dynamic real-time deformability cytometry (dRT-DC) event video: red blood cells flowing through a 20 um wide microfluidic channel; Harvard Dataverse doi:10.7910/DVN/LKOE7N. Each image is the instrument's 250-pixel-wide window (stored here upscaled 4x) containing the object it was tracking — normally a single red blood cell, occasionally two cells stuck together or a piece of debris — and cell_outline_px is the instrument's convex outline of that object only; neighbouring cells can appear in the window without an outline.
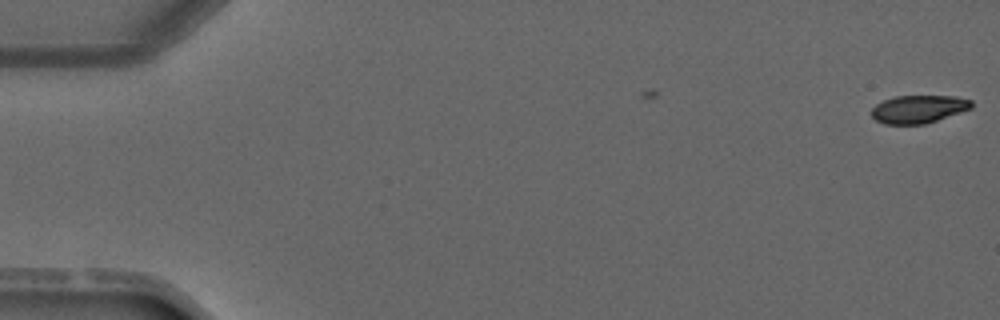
{"species": "common noctule bat (a hibernating species)", "species_latin": "Nyctalus noctula", "temperature_condition": "warm", "stored_images_in_passage": 4, "segment_of_instrument_passage": [2, 2], "camera_frame_rate_fps": 3000, "um_per_image_px": 0.085, "animal": {"sex": "male", "forearm_length_mm": 52.5}, "frame": {"image": 1, "passage_image": 4, "time_ms": 3.333, "image_size_px": [1000, 320], "cell_outline_px": [[972, 108], [924, 124], [884, 124], [876, 120], [872, 116], [872, 108], [876, 104], [884, 100], [896, 96], [956, 96], [972, 100]], "centroid_in_image_um": [78.07, 9.27], "position_along_channel_um": 6.9, "area_um2": 16.13}}